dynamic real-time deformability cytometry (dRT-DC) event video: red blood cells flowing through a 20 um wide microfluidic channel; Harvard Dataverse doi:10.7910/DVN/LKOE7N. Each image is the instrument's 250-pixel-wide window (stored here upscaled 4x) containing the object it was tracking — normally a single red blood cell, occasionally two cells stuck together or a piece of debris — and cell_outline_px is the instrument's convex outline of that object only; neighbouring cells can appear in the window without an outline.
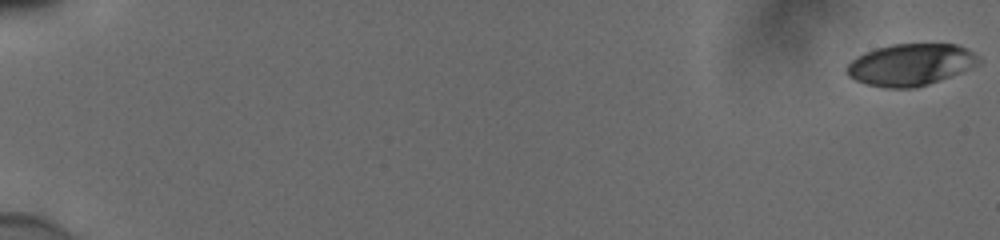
{"species": "human", "species_latin": "Homo sapiens", "temperature_condition": "cold", "stored_images_in_passage": 11, "camera_frame_rate_fps": 3000, "um_per_image_px": 0.085, "donor": {"sex": "male"}, "frame": {"image": 1, "passage_image": 1, "time_ms": 0.0, "image_size_px": [1000, 240], "cell_outline_px": [[980, 60], [960, 72], [928, 84], [916, 88], [884, 88], [868, 84], [856, 80], [848, 76], [848, 64], [856, 56], [864, 52], [876, 48], [892, 44], [956, 44], [968, 48]], "centroid_in_image_um": [77.35, 5.49], "position_along_channel_um": 7.7, "area_um2": 31.67}}